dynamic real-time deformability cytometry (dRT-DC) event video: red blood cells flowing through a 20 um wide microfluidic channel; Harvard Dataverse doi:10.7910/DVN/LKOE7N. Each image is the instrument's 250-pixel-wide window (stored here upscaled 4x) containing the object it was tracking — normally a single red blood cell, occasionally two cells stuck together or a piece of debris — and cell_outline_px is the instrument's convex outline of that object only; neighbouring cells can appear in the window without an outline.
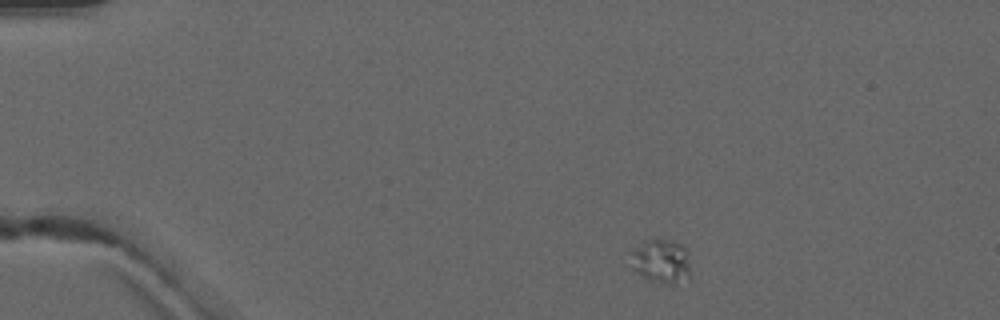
{"species": "common noctule bat (a hibernating species)", "species_latin": "Nyctalus noctula", "temperature_condition": "warm", "stored_images_in_passage": 3, "camera_frame_rate_fps": 3000, "um_per_image_px": 0.085, "animal": {"sex": "male", "forearm_length_mm": 52.5}, "frame": {"image": 1, "passage_image": 1, "time_ms": 0.0, "image_size_px": [1000, 320], "cell_outline_px": [[692, 276], [676, 284], [668, 284], [644, 280], [632, 268], [632, 252], [644, 240], [672, 240], [684, 244], [688, 248]], "centroid_in_image_um": [56.28, 22.23], "position_along_channel_um": 28.7, "area_um2": 15.9}}